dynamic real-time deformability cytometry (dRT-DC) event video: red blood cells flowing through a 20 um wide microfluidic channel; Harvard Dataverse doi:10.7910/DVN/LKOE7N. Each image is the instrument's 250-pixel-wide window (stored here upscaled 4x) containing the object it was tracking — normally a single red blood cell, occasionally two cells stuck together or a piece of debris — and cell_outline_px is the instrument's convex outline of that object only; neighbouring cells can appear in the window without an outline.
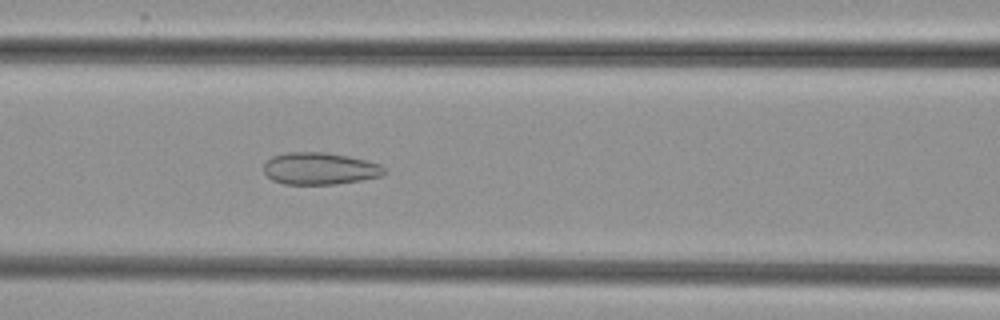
{"species": "common noctule bat (a hibernating species)", "species_latin": "Nyctalus noctula", "temperature_condition": "cold", "stored_images_in_passage": 35, "camera_frame_rate_fps": 3000, "um_per_image_px": 0.085, "animal": {"sex": "female", "body_mass_g": 29.2, "forearm_length_mm": 56.3}, "frame": {"image": 1, "passage_image": 8, "time_ms": 2.333, "image_size_px": [1000, 320], "cell_outline_px": [[388, 172], [384, 176], [336, 184], [284, 184], [272, 180], [264, 172], [264, 164], [272, 156], [284, 152], [324, 152], [348, 156], [380, 164], [388, 168]], "centroid_in_image_um": [27.22, 14.33], "position_along_channel_um": 139.4, "area_um2": 22.72}}
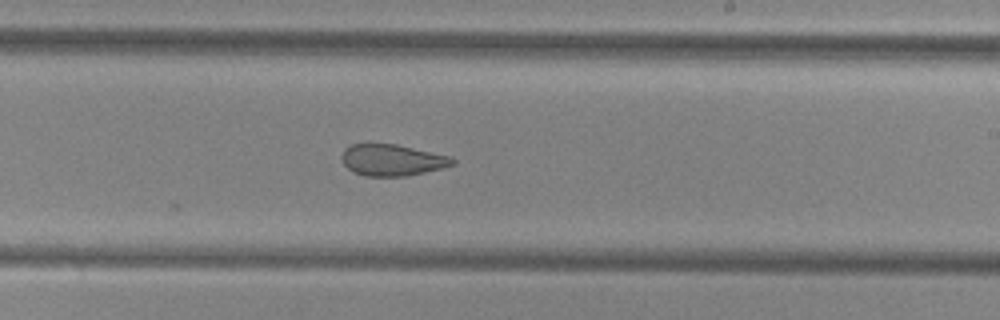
{"frame": {"image": 2, "passage_image": 17, "time_ms": 5.333, "image_size_px": [1000, 320], "cell_outline_px": [[456, 164], [444, 168], [408, 176], [364, 176], [352, 172], [344, 164], [340, 156], [344, 148], [352, 144], [368, 140], [396, 144], [452, 156], [456, 160]], "centroid_in_image_um": [33.31, 13.56], "position_along_channel_um": 255.7, "area_um2": 21.27}}
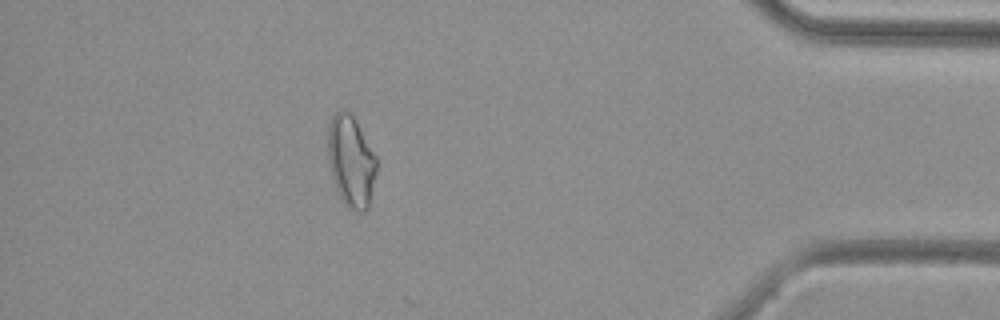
{"frame": {"image": 3, "passage_image": 32, "time_ms": 10.333, "image_size_px": [1000, 320], "cell_outline_px": [[376, 172], [368, 208], [364, 212], [356, 212], [348, 208], [340, 200], [332, 176], [328, 160], [328, 124], [336, 108], [344, 108], [356, 120], [376, 156]], "centroid_in_image_um": [29.82, 13.69], "position_along_channel_um": 405.4, "area_um2": 26.18}}